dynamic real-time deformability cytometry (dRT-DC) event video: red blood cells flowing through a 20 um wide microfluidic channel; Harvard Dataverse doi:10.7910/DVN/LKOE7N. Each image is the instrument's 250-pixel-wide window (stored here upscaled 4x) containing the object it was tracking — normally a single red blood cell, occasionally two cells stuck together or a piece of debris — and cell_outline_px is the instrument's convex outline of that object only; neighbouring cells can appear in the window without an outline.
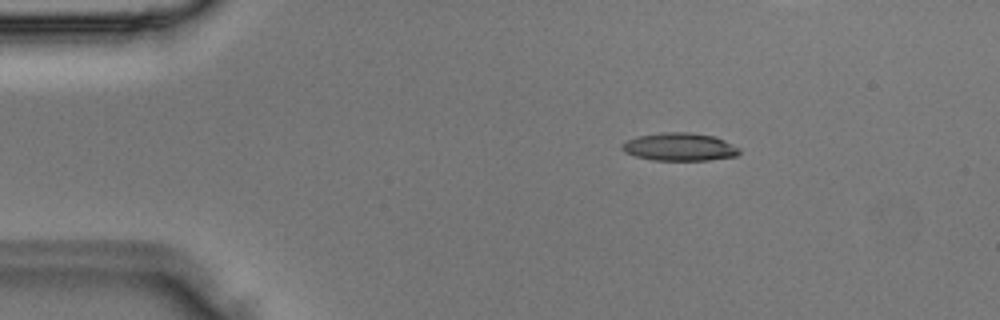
{"species": "Egyptian fruit bat (a non-hibernating species)", "species_latin": "Rousettus aegyptiacus", "temperature_condition": "room temperature", "stored_images_in_passage": 4, "camera_frame_rate_fps": 3000, "um_per_image_px": 0.085, "animal": {"sex": "male"}, "frame": {"image": 1, "passage_image": 1, "time_ms": 0.0, "image_size_px": [1000, 320], "cell_outline_px": [[740, 152], [736, 156], [708, 160], [652, 160], [636, 156], [624, 152], [620, 148], [628, 140], [636, 136], [664, 132], [688, 132], [716, 136], [740, 148]], "centroid_in_image_um": [57.78, 12.48], "position_along_channel_um": 27.2, "area_um2": 19.07}}